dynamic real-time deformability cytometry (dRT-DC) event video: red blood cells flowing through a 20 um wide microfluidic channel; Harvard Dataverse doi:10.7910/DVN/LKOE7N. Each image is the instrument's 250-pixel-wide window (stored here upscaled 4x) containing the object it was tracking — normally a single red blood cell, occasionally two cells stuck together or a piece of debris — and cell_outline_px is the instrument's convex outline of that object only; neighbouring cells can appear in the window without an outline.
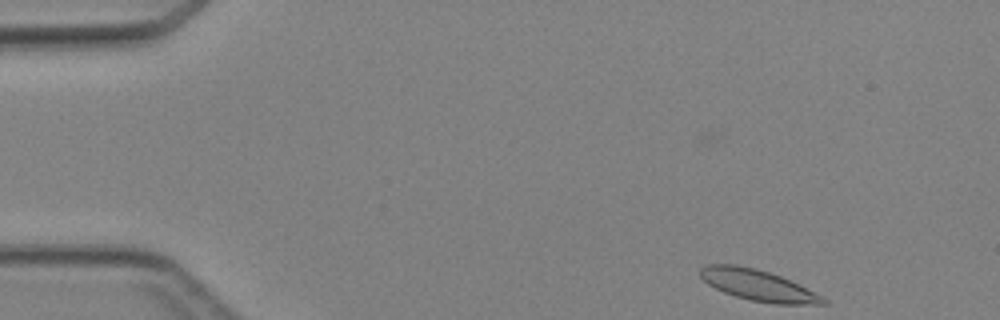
{"species": "Egyptian fruit bat (a non-hibernating species)", "species_latin": "Rousettus aegyptiacus", "temperature_condition": "cold", "stored_images_in_passage": 42, "camera_frame_rate_fps": 3000, "um_per_image_px": 0.085, "animal": {"sex": "female"}, "frame": {"image": 1, "passage_image": 1, "time_ms": 0.0, "image_size_px": [1000, 320], "cell_outline_px": [[828, 304], [776, 304], [752, 300], [736, 296], [724, 292], [708, 284], [700, 276], [700, 268], [708, 264], [736, 264], [756, 268], [792, 280], [800, 284], [828, 300]], "centroid_in_image_um": [64.44, 24.23], "position_along_channel_um": 20.6, "area_um2": 22.14}}
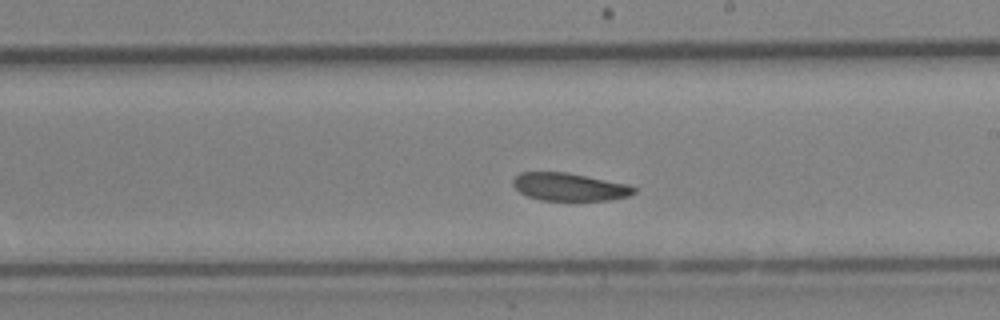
{"frame": {"image": 2, "passage_image": 23, "time_ms": 7.333, "image_size_px": [1000, 320], "cell_outline_px": [[636, 192], [628, 196], [608, 200], [540, 200], [528, 196], [520, 192], [512, 184], [512, 180], [520, 172], [568, 172], [628, 184], [636, 188]], "centroid_in_image_um": [48.4, 15.88], "position_along_channel_um": 240.6, "area_um2": 19.59}}
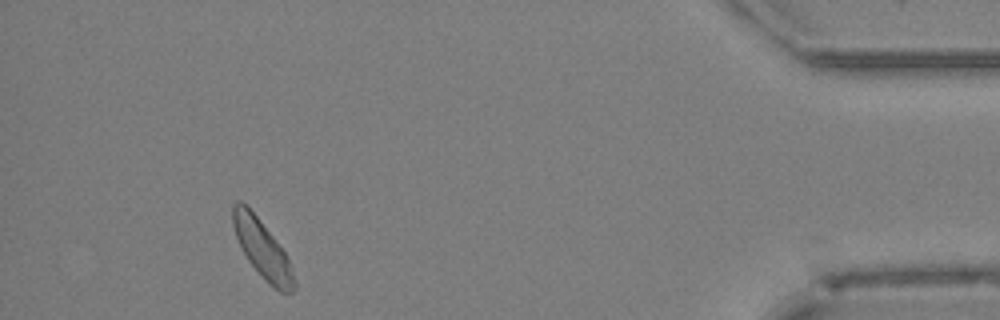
{"frame": {"image": 3, "passage_image": 39, "time_ms": 12.667, "image_size_px": [1000, 320], "cell_outline_px": [[296, 288], [292, 292], [280, 292], [268, 284], [248, 260], [236, 236], [232, 224], [232, 204], [236, 200], [240, 200], [256, 216], [272, 236], [284, 252], [288, 260], [296, 284]], "centroid_in_image_um": [22.28, 21.18], "position_along_channel_um": 412.9, "area_um2": 20.06}}